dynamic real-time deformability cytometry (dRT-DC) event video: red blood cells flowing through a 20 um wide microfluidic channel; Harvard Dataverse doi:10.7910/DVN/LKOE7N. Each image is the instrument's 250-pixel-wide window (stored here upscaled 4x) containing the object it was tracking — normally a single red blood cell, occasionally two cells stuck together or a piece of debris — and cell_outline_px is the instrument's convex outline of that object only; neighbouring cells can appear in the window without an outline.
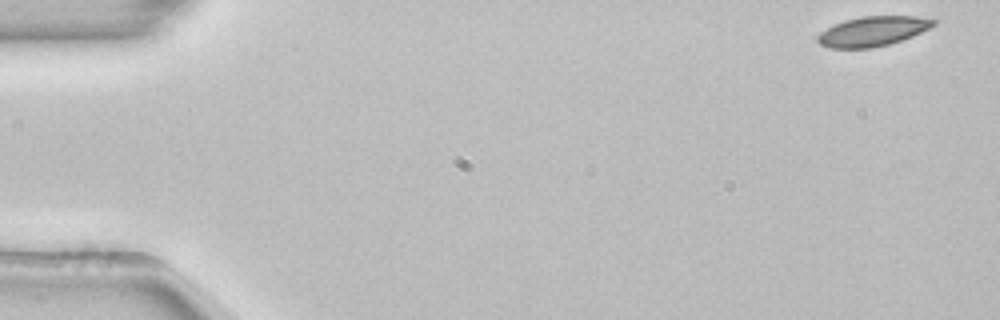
{"species": "common noctule bat (a hibernating species)", "species_latin": "Nyctalus noctula", "temperature_condition": "room temperature", "stored_images_in_passage": 52, "camera_frame_rate_fps": 3000, "um_per_image_px": 0.085, "animal": {"sex": "female", "body_mass_g": 22.7, "forearm_length_mm": 54.2}, "frame": {"image": 1, "passage_image": 1, "time_ms": 0.0, "image_size_px": [1000, 320], "cell_outline_px": [[940, 20], [936, 24], [912, 36], [888, 44], [872, 48], [828, 48], [820, 44], [816, 40], [816, 36], [820, 32], [844, 20], [860, 16], [916, 16]], "centroid_in_image_um": [74.18, 2.65], "position_along_channel_um": 10.8, "area_um2": 20.06}}
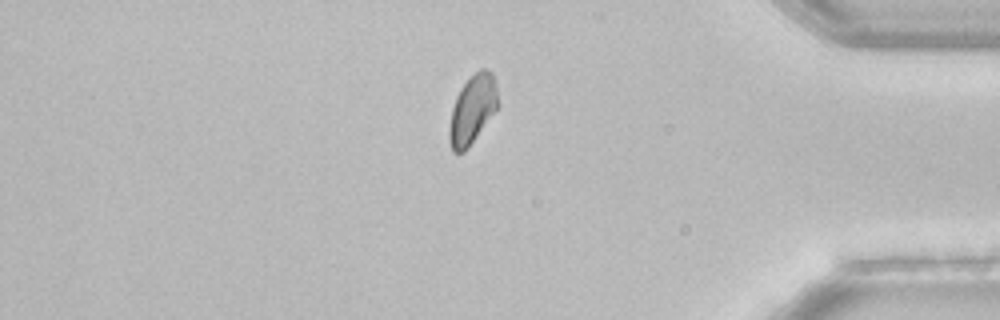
{"frame": {"image": 2, "passage_image": 44, "time_ms": 14.333, "image_size_px": [1000, 320], "cell_outline_px": [[500, 104], [468, 148], [464, 152], [452, 152], [448, 140], [448, 132], [452, 108], [456, 96], [460, 88], [480, 68], [488, 68], [492, 72], [496, 84]], "centroid_in_image_um": [40.16, 9.3], "position_along_channel_um": 395.0, "area_um2": 19.59}}
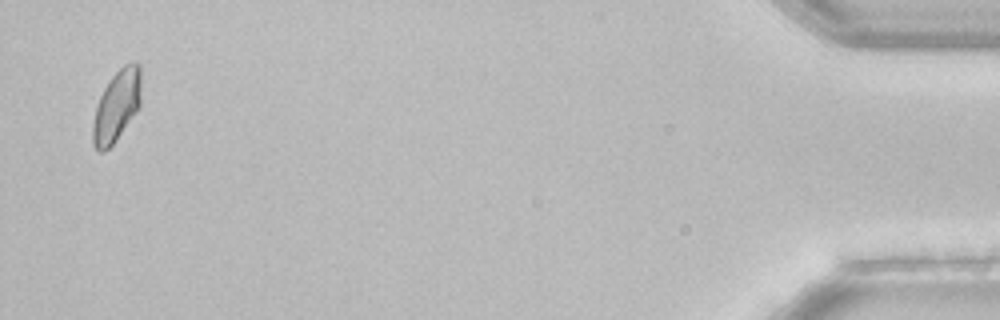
{"frame": {"image": 3, "passage_image": 51, "time_ms": 16.667, "image_size_px": [1000, 320], "cell_outline_px": [[140, 104], [116, 140], [104, 152], [100, 152], [92, 144], [92, 124], [96, 108], [100, 96], [108, 80], [124, 64], [140, 64]], "centroid_in_image_um": [9.88, 9.01], "position_along_channel_um": 425.3, "area_um2": 19.65}, "authors_computed_cell_mechanics": {"area_um2": 20.4323, "velocity_mm_per_s": 3.8543, "shape_relaxation_time_tau1_ms": 3.231, "shape_relaxation_time_tau2_ms": null, "deformation_change_tau1": 0.071, "deformation_change_tau2": null}}